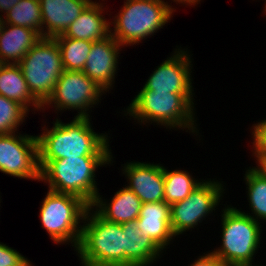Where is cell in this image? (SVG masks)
Segmentation results:
<instances>
[{
    "label": "cell",
    "instance_id": "obj_12",
    "mask_svg": "<svg viewBox=\"0 0 266 266\" xmlns=\"http://www.w3.org/2000/svg\"><path fill=\"white\" fill-rule=\"evenodd\" d=\"M181 48L177 46V49L152 71L142 89L167 93H194L191 76L192 55H189L188 48Z\"/></svg>",
    "mask_w": 266,
    "mask_h": 266
},
{
    "label": "cell",
    "instance_id": "obj_10",
    "mask_svg": "<svg viewBox=\"0 0 266 266\" xmlns=\"http://www.w3.org/2000/svg\"><path fill=\"white\" fill-rule=\"evenodd\" d=\"M223 181L205 179L184 200L170 206V227L175 237L198 227L211 216L225 193Z\"/></svg>",
    "mask_w": 266,
    "mask_h": 266
},
{
    "label": "cell",
    "instance_id": "obj_14",
    "mask_svg": "<svg viewBox=\"0 0 266 266\" xmlns=\"http://www.w3.org/2000/svg\"><path fill=\"white\" fill-rule=\"evenodd\" d=\"M121 165L123 167L121 173L128 182L125 186L132 190L142 203L164 201L162 164L131 161Z\"/></svg>",
    "mask_w": 266,
    "mask_h": 266
},
{
    "label": "cell",
    "instance_id": "obj_17",
    "mask_svg": "<svg viewBox=\"0 0 266 266\" xmlns=\"http://www.w3.org/2000/svg\"><path fill=\"white\" fill-rule=\"evenodd\" d=\"M121 225L124 235V266H151L162 257L160 255L163 250L140 231L136 221Z\"/></svg>",
    "mask_w": 266,
    "mask_h": 266
},
{
    "label": "cell",
    "instance_id": "obj_28",
    "mask_svg": "<svg viewBox=\"0 0 266 266\" xmlns=\"http://www.w3.org/2000/svg\"><path fill=\"white\" fill-rule=\"evenodd\" d=\"M30 263L19 251L0 242V266H28Z\"/></svg>",
    "mask_w": 266,
    "mask_h": 266
},
{
    "label": "cell",
    "instance_id": "obj_21",
    "mask_svg": "<svg viewBox=\"0 0 266 266\" xmlns=\"http://www.w3.org/2000/svg\"><path fill=\"white\" fill-rule=\"evenodd\" d=\"M0 94L18 102L28 112L32 107V111L42 110V105L30 93L18 64H0Z\"/></svg>",
    "mask_w": 266,
    "mask_h": 266
},
{
    "label": "cell",
    "instance_id": "obj_3",
    "mask_svg": "<svg viewBox=\"0 0 266 266\" xmlns=\"http://www.w3.org/2000/svg\"><path fill=\"white\" fill-rule=\"evenodd\" d=\"M111 157H69L57 160H39L40 181L48 189L80 197L91 206L99 193L96 171L112 165ZM112 162V163H111Z\"/></svg>",
    "mask_w": 266,
    "mask_h": 266
},
{
    "label": "cell",
    "instance_id": "obj_1",
    "mask_svg": "<svg viewBox=\"0 0 266 266\" xmlns=\"http://www.w3.org/2000/svg\"><path fill=\"white\" fill-rule=\"evenodd\" d=\"M90 121V117H74L70 122L64 123L57 117L52 128L46 125L41 127L43 132L36 135L39 160L111 157V137L106 132L96 133Z\"/></svg>",
    "mask_w": 266,
    "mask_h": 266
},
{
    "label": "cell",
    "instance_id": "obj_27",
    "mask_svg": "<svg viewBox=\"0 0 266 266\" xmlns=\"http://www.w3.org/2000/svg\"><path fill=\"white\" fill-rule=\"evenodd\" d=\"M252 156L257 160V166L266 161V119L252 125Z\"/></svg>",
    "mask_w": 266,
    "mask_h": 266
},
{
    "label": "cell",
    "instance_id": "obj_11",
    "mask_svg": "<svg viewBox=\"0 0 266 266\" xmlns=\"http://www.w3.org/2000/svg\"><path fill=\"white\" fill-rule=\"evenodd\" d=\"M0 172L20 179L39 182L37 136L18 132L0 135Z\"/></svg>",
    "mask_w": 266,
    "mask_h": 266
},
{
    "label": "cell",
    "instance_id": "obj_29",
    "mask_svg": "<svg viewBox=\"0 0 266 266\" xmlns=\"http://www.w3.org/2000/svg\"><path fill=\"white\" fill-rule=\"evenodd\" d=\"M199 256L190 266H225L211 251Z\"/></svg>",
    "mask_w": 266,
    "mask_h": 266
},
{
    "label": "cell",
    "instance_id": "obj_9",
    "mask_svg": "<svg viewBox=\"0 0 266 266\" xmlns=\"http://www.w3.org/2000/svg\"><path fill=\"white\" fill-rule=\"evenodd\" d=\"M104 93L106 94L83 71L64 70L55 84L52 95L42 105V111L52 106L57 110V115L59 111L76 110L74 117H90L91 109L101 103Z\"/></svg>",
    "mask_w": 266,
    "mask_h": 266
},
{
    "label": "cell",
    "instance_id": "obj_18",
    "mask_svg": "<svg viewBox=\"0 0 266 266\" xmlns=\"http://www.w3.org/2000/svg\"><path fill=\"white\" fill-rule=\"evenodd\" d=\"M97 194L91 207L105 220L117 224L136 221L140 215L141 200L126 186L120 188L111 201Z\"/></svg>",
    "mask_w": 266,
    "mask_h": 266
},
{
    "label": "cell",
    "instance_id": "obj_8",
    "mask_svg": "<svg viewBox=\"0 0 266 266\" xmlns=\"http://www.w3.org/2000/svg\"><path fill=\"white\" fill-rule=\"evenodd\" d=\"M32 96L43 105L63 73L61 52L54 38L41 37L18 63Z\"/></svg>",
    "mask_w": 266,
    "mask_h": 266
},
{
    "label": "cell",
    "instance_id": "obj_5",
    "mask_svg": "<svg viewBox=\"0 0 266 266\" xmlns=\"http://www.w3.org/2000/svg\"><path fill=\"white\" fill-rule=\"evenodd\" d=\"M75 251L82 266H124L122 225L105 220L89 206Z\"/></svg>",
    "mask_w": 266,
    "mask_h": 266
},
{
    "label": "cell",
    "instance_id": "obj_16",
    "mask_svg": "<svg viewBox=\"0 0 266 266\" xmlns=\"http://www.w3.org/2000/svg\"><path fill=\"white\" fill-rule=\"evenodd\" d=\"M170 205L165 201L142 203L136 219L140 231L150 237L163 251L176 238L170 227Z\"/></svg>",
    "mask_w": 266,
    "mask_h": 266
},
{
    "label": "cell",
    "instance_id": "obj_20",
    "mask_svg": "<svg viewBox=\"0 0 266 266\" xmlns=\"http://www.w3.org/2000/svg\"><path fill=\"white\" fill-rule=\"evenodd\" d=\"M40 38L34 29L5 23L0 34V64H18Z\"/></svg>",
    "mask_w": 266,
    "mask_h": 266
},
{
    "label": "cell",
    "instance_id": "obj_31",
    "mask_svg": "<svg viewBox=\"0 0 266 266\" xmlns=\"http://www.w3.org/2000/svg\"><path fill=\"white\" fill-rule=\"evenodd\" d=\"M171 1L176 2V4H183L191 7L193 5L195 7V5H198L201 0H171Z\"/></svg>",
    "mask_w": 266,
    "mask_h": 266
},
{
    "label": "cell",
    "instance_id": "obj_19",
    "mask_svg": "<svg viewBox=\"0 0 266 266\" xmlns=\"http://www.w3.org/2000/svg\"><path fill=\"white\" fill-rule=\"evenodd\" d=\"M104 3L92 1L63 34L67 38L98 41L110 35V22L105 18ZM105 9V10H104Z\"/></svg>",
    "mask_w": 266,
    "mask_h": 266
},
{
    "label": "cell",
    "instance_id": "obj_35",
    "mask_svg": "<svg viewBox=\"0 0 266 266\" xmlns=\"http://www.w3.org/2000/svg\"><path fill=\"white\" fill-rule=\"evenodd\" d=\"M266 1V0H265ZM265 9H263L265 12H264V14L266 13V2H265V7H264Z\"/></svg>",
    "mask_w": 266,
    "mask_h": 266
},
{
    "label": "cell",
    "instance_id": "obj_34",
    "mask_svg": "<svg viewBox=\"0 0 266 266\" xmlns=\"http://www.w3.org/2000/svg\"><path fill=\"white\" fill-rule=\"evenodd\" d=\"M245 266H262V265L261 264L260 265L256 264V265H245Z\"/></svg>",
    "mask_w": 266,
    "mask_h": 266
},
{
    "label": "cell",
    "instance_id": "obj_23",
    "mask_svg": "<svg viewBox=\"0 0 266 266\" xmlns=\"http://www.w3.org/2000/svg\"><path fill=\"white\" fill-rule=\"evenodd\" d=\"M164 172V201L170 206L184 200L197 188L204 180H198L186 170H167L163 166Z\"/></svg>",
    "mask_w": 266,
    "mask_h": 266
},
{
    "label": "cell",
    "instance_id": "obj_26",
    "mask_svg": "<svg viewBox=\"0 0 266 266\" xmlns=\"http://www.w3.org/2000/svg\"><path fill=\"white\" fill-rule=\"evenodd\" d=\"M28 114L29 112L18 102L0 94V135L18 132V127L26 121Z\"/></svg>",
    "mask_w": 266,
    "mask_h": 266
},
{
    "label": "cell",
    "instance_id": "obj_33",
    "mask_svg": "<svg viewBox=\"0 0 266 266\" xmlns=\"http://www.w3.org/2000/svg\"><path fill=\"white\" fill-rule=\"evenodd\" d=\"M260 167L266 172V161L263 162Z\"/></svg>",
    "mask_w": 266,
    "mask_h": 266
},
{
    "label": "cell",
    "instance_id": "obj_30",
    "mask_svg": "<svg viewBox=\"0 0 266 266\" xmlns=\"http://www.w3.org/2000/svg\"><path fill=\"white\" fill-rule=\"evenodd\" d=\"M20 0H0V12L5 15L12 9ZM0 13V14H1Z\"/></svg>",
    "mask_w": 266,
    "mask_h": 266
},
{
    "label": "cell",
    "instance_id": "obj_4",
    "mask_svg": "<svg viewBox=\"0 0 266 266\" xmlns=\"http://www.w3.org/2000/svg\"><path fill=\"white\" fill-rule=\"evenodd\" d=\"M176 9L164 0H124L119 13L109 21L110 34L123 47L138 45L163 29Z\"/></svg>",
    "mask_w": 266,
    "mask_h": 266
},
{
    "label": "cell",
    "instance_id": "obj_13",
    "mask_svg": "<svg viewBox=\"0 0 266 266\" xmlns=\"http://www.w3.org/2000/svg\"><path fill=\"white\" fill-rule=\"evenodd\" d=\"M121 48L123 49V46L110 34L108 37L92 43L85 62L84 74L106 93H109V90L111 91L114 87Z\"/></svg>",
    "mask_w": 266,
    "mask_h": 266
},
{
    "label": "cell",
    "instance_id": "obj_24",
    "mask_svg": "<svg viewBox=\"0 0 266 266\" xmlns=\"http://www.w3.org/2000/svg\"><path fill=\"white\" fill-rule=\"evenodd\" d=\"M54 39L60 48L64 70L83 71L93 42L67 38L63 34Z\"/></svg>",
    "mask_w": 266,
    "mask_h": 266
},
{
    "label": "cell",
    "instance_id": "obj_15",
    "mask_svg": "<svg viewBox=\"0 0 266 266\" xmlns=\"http://www.w3.org/2000/svg\"><path fill=\"white\" fill-rule=\"evenodd\" d=\"M93 0H39L42 37L55 38L69 28Z\"/></svg>",
    "mask_w": 266,
    "mask_h": 266
},
{
    "label": "cell",
    "instance_id": "obj_6",
    "mask_svg": "<svg viewBox=\"0 0 266 266\" xmlns=\"http://www.w3.org/2000/svg\"><path fill=\"white\" fill-rule=\"evenodd\" d=\"M221 212L222 244L211 253L225 266L254 264L252 262L261 244V223L231 204L225 205Z\"/></svg>",
    "mask_w": 266,
    "mask_h": 266
},
{
    "label": "cell",
    "instance_id": "obj_22",
    "mask_svg": "<svg viewBox=\"0 0 266 266\" xmlns=\"http://www.w3.org/2000/svg\"><path fill=\"white\" fill-rule=\"evenodd\" d=\"M244 181L252 215L250 212L245 214L259 223L266 222V172L260 166L249 167L246 169Z\"/></svg>",
    "mask_w": 266,
    "mask_h": 266
},
{
    "label": "cell",
    "instance_id": "obj_2",
    "mask_svg": "<svg viewBox=\"0 0 266 266\" xmlns=\"http://www.w3.org/2000/svg\"><path fill=\"white\" fill-rule=\"evenodd\" d=\"M194 95L141 89L126 110L124 107V116L129 114L139 125L154 123L169 130L185 129L197 136L200 133L195 118Z\"/></svg>",
    "mask_w": 266,
    "mask_h": 266
},
{
    "label": "cell",
    "instance_id": "obj_7",
    "mask_svg": "<svg viewBox=\"0 0 266 266\" xmlns=\"http://www.w3.org/2000/svg\"><path fill=\"white\" fill-rule=\"evenodd\" d=\"M40 206V221L53 243L71 244L74 251L77 249L85 213L89 205L80 197L47 191Z\"/></svg>",
    "mask_w": 266,
    "mask_h": 266
},
{
    "label": "cell",
    "instance_id": "obj_32",
    "mask_svg": "<svg viewBox=\"0 0 266 266\" xmlns=\"http://www.w3.org/2000/svg\"><path fill=\"white\" fill-rule=\"evenodd\" d=\"M5 25L4 19H3V15H0V34L2 33L3 27Z\"/></svg>",
    "mask_w": 266,
    "mask_h": 266
},
{
    "label": "cell",
    "instance_id": "obj_25",
    "mask_svg": "<svg viewBox=\"0 0 266 266\" xmlns=\"http://www.w3.org/2000/svg\"><path fill=\"white\" fill-rule=\"evenodd\" d=\"M4 22L37 31L42 37V18L39 0H20L3 15Z\"/></svg>",
    "mask_w": 266,
    "mask_h": 266
}]
</instances>
